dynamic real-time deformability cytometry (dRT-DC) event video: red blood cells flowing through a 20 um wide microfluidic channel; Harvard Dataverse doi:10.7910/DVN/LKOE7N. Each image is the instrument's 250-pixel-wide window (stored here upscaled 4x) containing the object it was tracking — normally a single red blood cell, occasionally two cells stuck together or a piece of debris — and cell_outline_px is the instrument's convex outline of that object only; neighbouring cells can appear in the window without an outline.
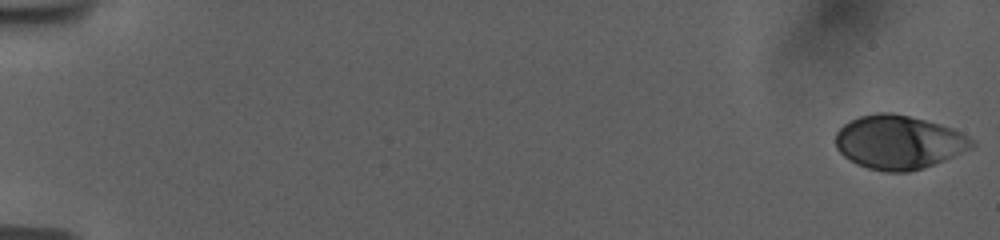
{"species": "human", "species_latin": "Homo sapiens", "temperature_condition": "room temperature", "stored_images_in_passage": 54, "camera_frame_rate_fps": 3000, "um_per_image_px": 0.085, "donor": {"sex": "female"}, "frame": {"image": 1, "passage_image": 1, "time_ms": 0.0, "image_size_px": [1000, 240], "cell_outline_px": [[976, 144], [972, 148], [944, 160], [924, 168], [908, 172], [884, 172], [868, 168], [856, 164], [848, 160], [836, 148], [836, 132], [844, 124], [860, 116], [876, 112], [892, 112], [940, 124], [952, 128], [976, 140]], "centroid_in_image_um": [76.39, 12.09], "position_along_channel_um": 8.6, "area_um2": 42.83}}
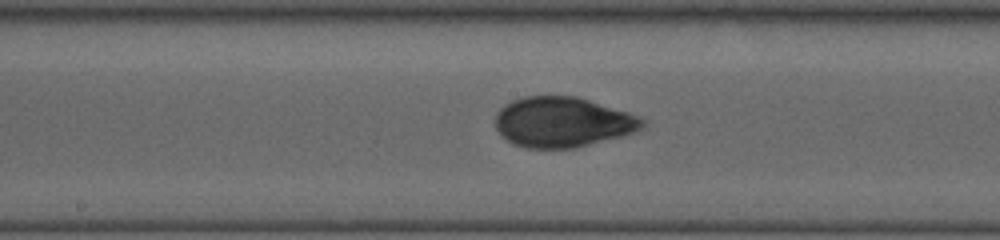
{"frame": {"image": 2, "passage_image": 31, "time_ms": 10.0, "image_size_px": [1000, 240], "cell_outline_px": [[644, 128], [620, 136], [576, 148], [524, 148], [512, 144], [500, 136], [496, 128], [496, 112], [504, 104], [512, 100], [524, 96], [576, 96], [628, 112], [644, 120]], "centroid_in_image_um": [47.76, 10.38], "position_along_channel_um": 200.4, "area_um2": 43.06}}
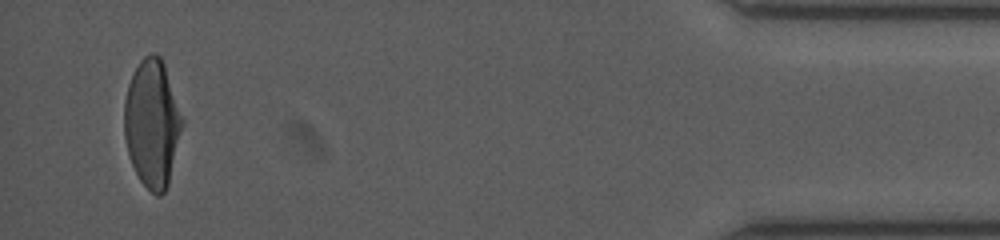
{"frame": {"image": 3, "passage_image": 54, "time_ms": 17.667, "image_size_px": [1000, 240], "cell_outline_px": [[184, 124], [168, 184], [164, 192], [160, 196], [156, 196], [140, 180], [128, 156], [124, 136], [124, 100], [128, 84], [140, 60], [144, 56], [152, 52], [156, 52], [160, 56], [164, 64], [184, 120]], "centroid_in_image_um": [12.93, 10.48], "position_along_channel_um": 422.3, "area_um2": 43.23}, "authors_computed_cell_mechanics": {"area_um2": 42.8009, "velocity_mm_per_s": 3.7624, "shape_relaxation_time_tau1_ms": 4.465, "shape_relaxation_time_tau2_ms": 0.7282, "deformation_change_tau1": 0.1624, "deformation_change_tau2": 0.0441}}